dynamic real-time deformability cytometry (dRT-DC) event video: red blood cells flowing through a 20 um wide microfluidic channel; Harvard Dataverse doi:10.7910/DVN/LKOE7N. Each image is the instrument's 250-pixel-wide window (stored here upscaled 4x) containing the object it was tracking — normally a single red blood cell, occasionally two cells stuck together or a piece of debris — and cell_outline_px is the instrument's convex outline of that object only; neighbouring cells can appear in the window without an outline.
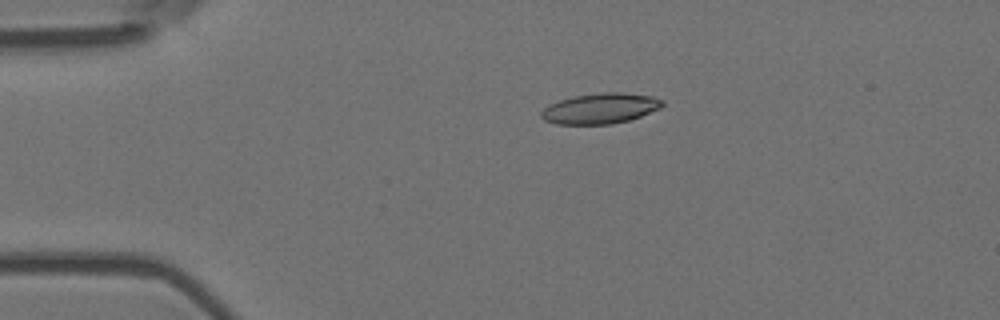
{"species": "Egyptian fruit bat (a non-hibernating species)", "species_latin": "Rousettus aegyptiacus", "temperature_condition": "room temperature", "stored_images_in_passage": 2, "camera_frame_rate_fps": 3000, "um_per_image_px": 0.085, "animal": {"sex": "female"}, "frame": {"image": 1, "passage_image": 1, "time_ms": 0.0, "image_size_px": [1000, 320], "cell_outline_px": [[664, 104], [660, 108], [640, 116], [628, 120], [612, 124], [556, 124], [544, 120], [540, 116], [540, 112], [548, 104], [572, 96], [604, 92], [624, 92], [652, 96], [664, 100]], "centroid_in_image_um": [51.01, 9.21], "position_along_channel_um": 34.0, "area_um2": 21.62}}